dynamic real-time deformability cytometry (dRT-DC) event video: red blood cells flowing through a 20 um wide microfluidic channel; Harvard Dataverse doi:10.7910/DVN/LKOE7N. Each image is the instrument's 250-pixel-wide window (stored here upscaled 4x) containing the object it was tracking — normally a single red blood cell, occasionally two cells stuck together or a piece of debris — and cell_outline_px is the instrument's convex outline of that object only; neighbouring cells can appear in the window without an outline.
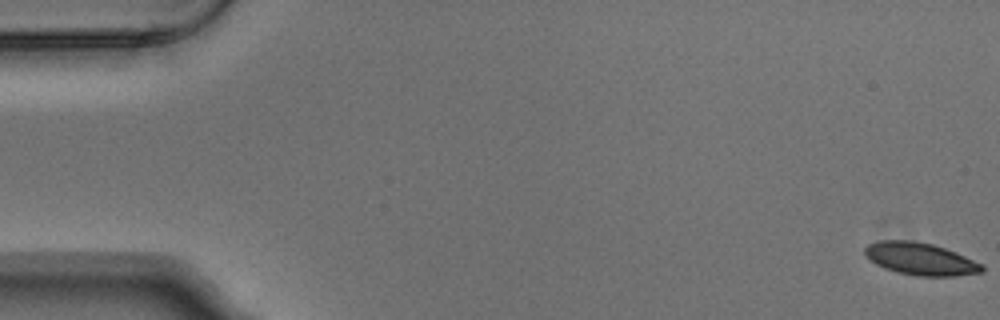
{"species": "Egyptian fruit bat (a non-hibernating species)", "species_latin": "Rousettus aegyptiacus", "temperature_condition": "warm", "stored_images_in_passage": 5, "camera_frame_rate_fps": 3000, "um_per_image_px": 0.085, "animal": {"sex": "male"}, "frame": {"image": 1, "passage_image": 1, "time_ms": 0.0, "image_size_px": [1000, 320], "cell_outline_px": [[984, 272], [956, 276], [916, 276], [896, 272], [884, 268], [876, 264], [864, 256], [864, 248], [868, 244], [880, 240], [912, 240], [932, 244], [956, 252], [984, 264]], "centroid_in_image_um": [78.24, 22.01], "position_along_channel_um": 6.8, "area_um2": 22.37}}
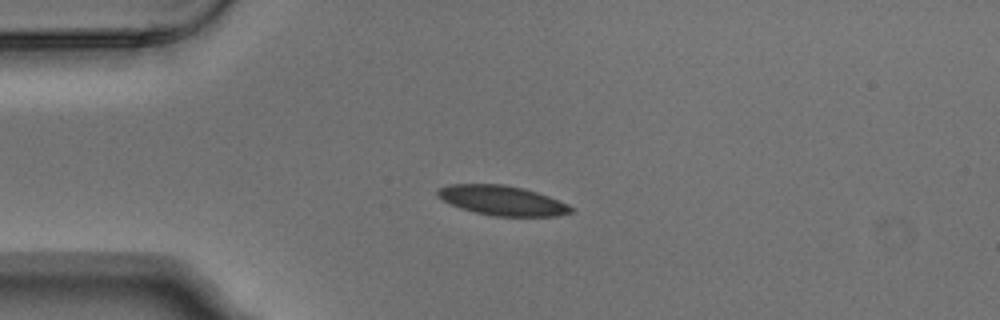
{"frame": {"image": 2, "passage_image": 4, "time_ms": 1.0, "image_size_px": [1000, 320], "cell_outline_px": [[576, 208], [572, 212], [556, 216], [492, 216], [460, 208], [436, 196], [436, 192], [440, 188], [448, 184], [504, 184], [524, 188], [548, 196], [568, 204]], "centroid_in_image_um": [42.7, 17.04], "position_along_channel_um": 42.3, "area_um2": 23.06}}